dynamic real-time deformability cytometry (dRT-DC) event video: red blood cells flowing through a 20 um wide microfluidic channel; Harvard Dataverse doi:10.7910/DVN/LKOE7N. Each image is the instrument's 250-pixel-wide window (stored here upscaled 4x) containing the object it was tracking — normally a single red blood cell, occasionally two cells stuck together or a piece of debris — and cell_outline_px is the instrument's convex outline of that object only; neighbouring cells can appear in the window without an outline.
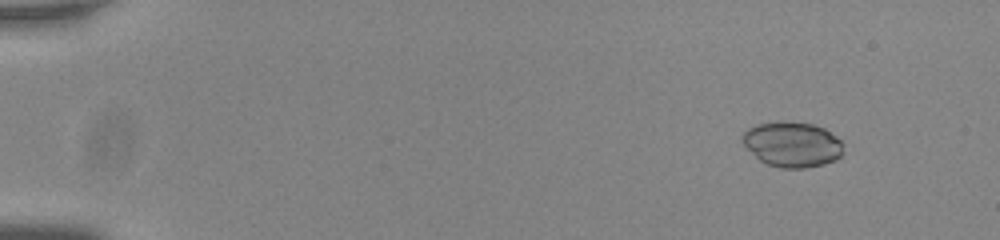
{"species": "common noctule bat (a hibernating species)", "species_latin": "Nyctalus noctula", "temperature_condition": "room temperature", "stored_images_in_passage": 51, "camera_frame_rate_fps": 3000, "um_per_image_px": 0.085, "animal": {"sex": "male", "body_mass_g": 20.0, "forearm_length_mm": 53.3}, "frame": {"image": 1, "passage_image": 1, "time_ms": 0.0, "image_size_px": [1000, 240], "cell_outline_px": [[844, 152], [836, 160], [824, 164], [804, 168], [780, 168], [768, 164], [760, 160], [740, 140], [740, 136], [748, 128], [756, 124], [812, 124], [824, 128], [836, 136], [844, 144]], "centroid_in_image_um": [67.38, 12.32], "position_along_channel_um": 17.6, "area_um2": 26.07}}
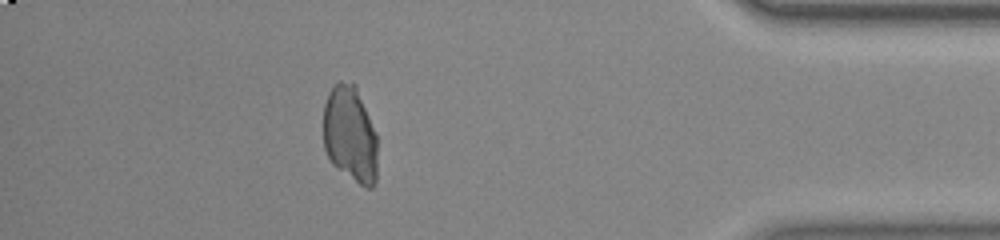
{"frame": {"image": 2, "passage_image": 45, "time_ms": 14.667, "image_size_px": [1000, 240], "cell_outline_px": [[376, 180], [372, 188], [364, 188], [332, 164], [324, 148], [324, 104], [328, 92], [332, 84], [340, 80], [356, 84], [376, 136]], "centroid_in_image_um": [29.74, 11.4], "position_along_channel_um": 405.5, "area_um2": 30.4}}